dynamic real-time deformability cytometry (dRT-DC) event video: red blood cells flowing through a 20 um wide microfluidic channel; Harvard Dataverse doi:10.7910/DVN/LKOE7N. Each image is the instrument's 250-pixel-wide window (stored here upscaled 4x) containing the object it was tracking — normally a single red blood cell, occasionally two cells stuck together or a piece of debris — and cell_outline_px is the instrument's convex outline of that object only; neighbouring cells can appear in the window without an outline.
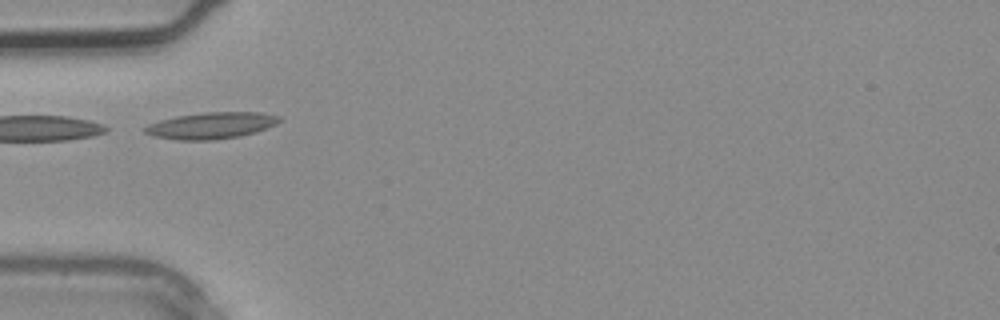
{"species": "common noctule bat (a hibernating species)", "species_latin": "Nyctalus noctula", "temperature_condition": "warm", "stored_images_in_passage": 2, "camera_frame_rate_fps": 3000, "um_per_image_px": 0.085, "animal": {"sex": "male", "body_mass_g": 20.4}, "frame": {"image": 1, "passage_image": 2, "time_ms": 0.333, "image_size_px": [1000, 320], "cell_outline_px": [[280, 120], [276, 124], [256, 132], [240, 136], [216, 140], [176, 140], [152, 136], [144, 132], [144, 128], [148, 124], [160, 120], [176, 116], [204, 112], [260, 112], [280, 116]], "centroid_in_image_um": [17.94, 10.67], "position_along_channel_um": 67.1, "area_um2": 20.87}}